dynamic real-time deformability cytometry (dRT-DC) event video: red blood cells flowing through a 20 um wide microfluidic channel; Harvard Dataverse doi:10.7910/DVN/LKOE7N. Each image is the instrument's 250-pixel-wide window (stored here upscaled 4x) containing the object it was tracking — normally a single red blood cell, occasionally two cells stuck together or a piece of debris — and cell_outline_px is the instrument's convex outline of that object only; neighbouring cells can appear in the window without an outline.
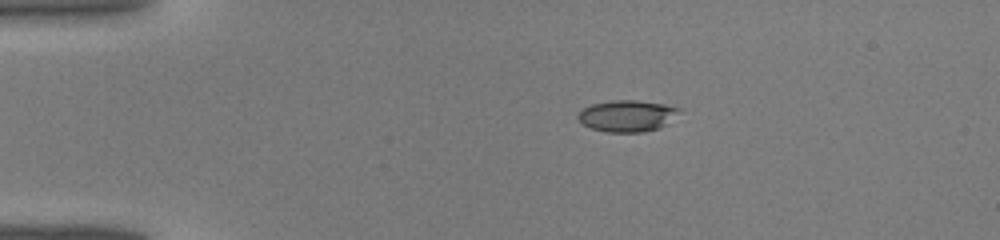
{"species": "common noctule bat (a hibernating species)", "species_latin": "Nyctalus noctula", "temperature_condition": "warm", "stored_images_in_passage": 35, "camera_frame_rate_fps": 3000, "um_per_image_px": 0.085, "animal": {"sex": "male", "body_mass_g": 19.0, "forearm_length_mm": 50.8}, "frame": {"image": 1, "passage_image": 1, "time_ms": 0.0, "image_size_px": [1000, 240], "cell_outline_px": [[684, 108], [680, 112], [660, 128], [644, 132], [608, 132], [592, 128], [584, 124], [576, 116], [584, 108], [592, 104], [612, 100], [636, 100], [664, 104]], "centroid_in_image_um": [53.34, 9.84], "position_along_channel_um": 31.7, "area_um2": 18.5}}
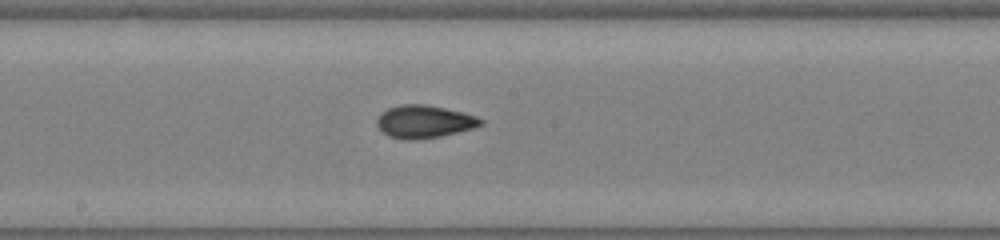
{"frame": {"image": 2, "passage_image": 16, "time_ms": 5.0, "image_size_px": [1000, 240], "cell_outline_px": [[484, 124], [472, 128], [440, 136], [412, 140], [404, 140], [388, 136], [376, 124], [376, 120], [380, 112], [388, 108], [400, 104], [428, 104], [476, 116], [484, 120]], "centroid_in_image_um": [36.02, 10.33], "position_along_channel_um": 212.2, "area_um2": 19.77}}
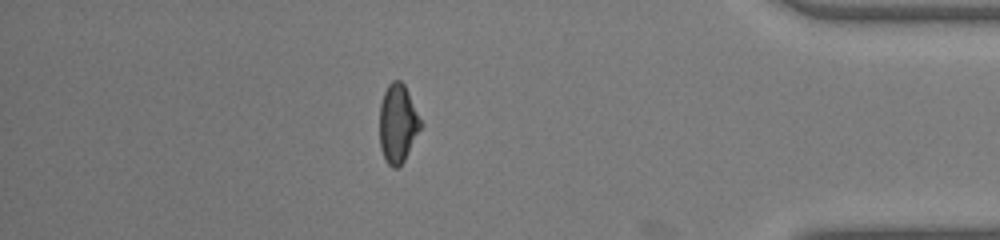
{"frame": {"image": 3, "passage_image": 30, "time_ms": 9.667, "image_size_px": [1000, 240], "cell_outline_px": [[424, 124], [404, 160], [396, 168], [392, 168], [388, 164], [380, 148], [380, 104], [384, 92], [388, 84], [392, 80], [400, 80], [404, 84]], "centroid_in_image_um": [33.83, 10.48], "position_along_channel_um": 401.4, "area_um2": 18.9}}